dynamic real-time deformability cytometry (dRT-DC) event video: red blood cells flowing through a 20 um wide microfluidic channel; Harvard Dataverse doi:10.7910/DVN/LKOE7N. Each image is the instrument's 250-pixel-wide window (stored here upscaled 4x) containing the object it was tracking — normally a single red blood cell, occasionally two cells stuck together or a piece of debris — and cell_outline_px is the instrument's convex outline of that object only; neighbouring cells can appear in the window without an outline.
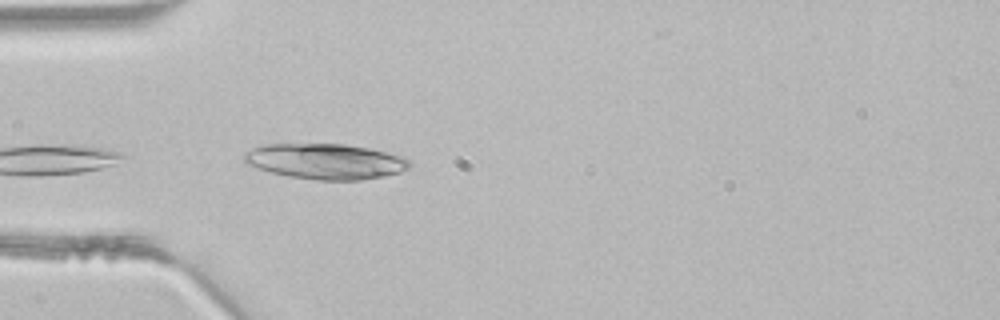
{"species": "common noctule bat (a hibernating species)", "species_latin": "Nyctalus noctula", "temperature_condition": "room temperature", "stored_images_in_passage": 3, "camera_frame_rate_fps": 3000, "um_per_image_px": 0.085, "animal": {"sex": "male", "body_mass_g": 21.5, "forearm_length_mm": 52.0}, "frame": {"image": 1, "passage_image": 3, "time_ms": 0.667, "image_size_px": [1000, 320], "cell_outline_px": [[412, 164], [408, 168], [400, 172], [384, 176], [360, 180], [316, 180], [288, 176], [272, 172], [244, 164], [244, 152], [252, 148], [264, 144], [344, 144], [372, 148], [404, 156]], "centroid_in_image_um": [27.68, 13.71], "position_along_channel_um": 57.3, "area_um2": 34.45}}